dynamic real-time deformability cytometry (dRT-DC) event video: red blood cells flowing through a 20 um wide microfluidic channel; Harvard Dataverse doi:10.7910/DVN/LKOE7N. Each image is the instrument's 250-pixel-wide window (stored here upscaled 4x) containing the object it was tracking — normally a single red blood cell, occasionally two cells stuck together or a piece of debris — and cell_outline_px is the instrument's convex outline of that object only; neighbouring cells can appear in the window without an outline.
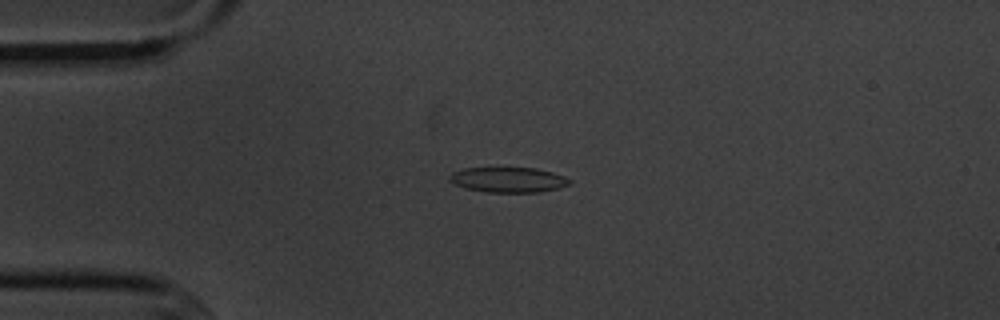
{"species": "common noctule bat (a hibernating species)", "species_latin": "Nyctalus noctula", "temperature_condition": "cold", "stored_images_in_passage": 5, "camera_frame_rate_fps": 3000, "um_per_image_px": 0.085, "animal": {"sex": "male", "body_mass_g": 20.1, "forearm_length_mm": 53.5}, "frame": {"image": 1, "passage_image": 4, "time_ms": 3.667, "image_size_px": [1000, 320], "cell_outline_px": [[572, 184], [560, 188], [540, 192], [488, 192], [464, 188], [448, 180], [448, 176], [452, 172], [464, 168], [536, 168], [552, 172], [564, 176], [572, 180]], "centroid_in_image_um": [43.23, 15.28], "position_along_channel_um": 41.8, "area_um2": 17.74}}